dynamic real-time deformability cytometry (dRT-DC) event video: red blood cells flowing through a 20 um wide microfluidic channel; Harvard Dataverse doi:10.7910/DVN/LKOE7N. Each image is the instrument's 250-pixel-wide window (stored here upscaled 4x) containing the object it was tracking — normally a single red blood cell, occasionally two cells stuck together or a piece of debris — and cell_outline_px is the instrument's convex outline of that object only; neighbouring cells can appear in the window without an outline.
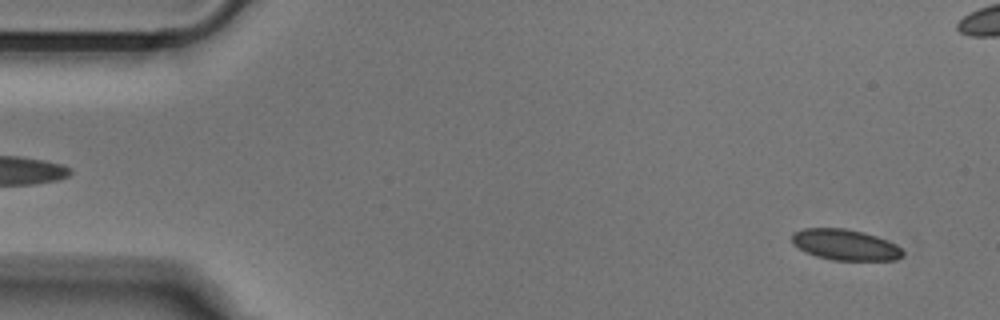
{"species": "Egyptian fruit bat (a non-hibernating species)", "species_latin": "Rousettus aegyptiacus", "temperature_condition": "cold", "stored_images_in_passage": 52, "camera_frame_rate_fps": 3000, "um_per_image_px": 0.085, "animal": {"sex": "male"}, "frame": {"image": 1, "passage_image": 3, "time_ms": 0.667, "image_size_px": [1000, 320], "cell_outline_px": [[904, 256], [896, 260], [832, 260], [816, 256], [804, 252], [792, 244], [792, 232], [804, 228], [844, 228], [864, 232], [876, 236], [896, 244], [904, 252]], "centroid_in_image_um": [71.82, 20.8], "position_along_channel_um": 13.2, "area_um2": 20.11}}
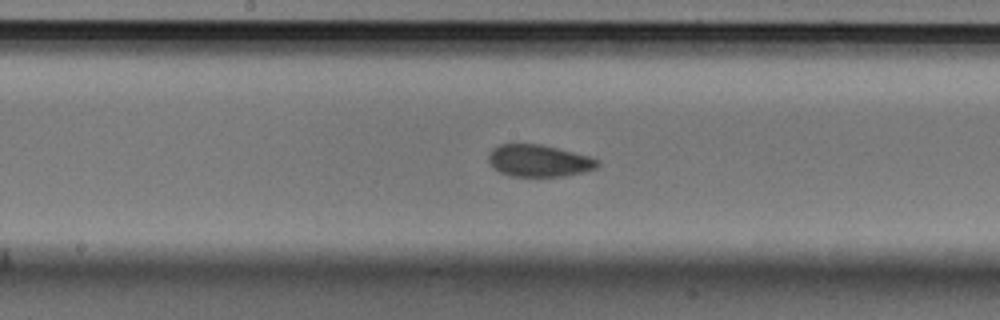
{"frame": {"image": 2, "passage_image": 26, "time_ms": 8.333, "image_size_px": [1000, 320], "cell_outline_px": [[600, 164], [596, 168], [584, 172], [564, 176], [508, 176], [492, 168], [488, 164], [488, 156], [492, 148], [500, 144], [540, 144], [588, 156], [600, 160]], "centroid_in_image_um": [45.77, 13.67], "position_along_channel_um": 202.4, "area_um2": 20.4}}
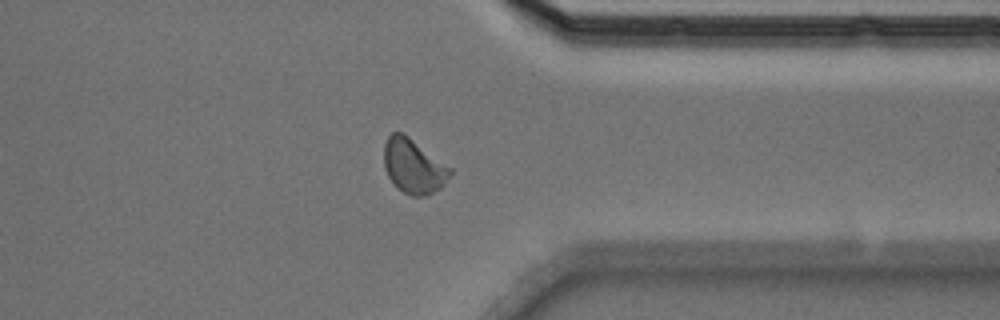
{"frame": {"image": 3, "passage_image": 40, "time_ms": 13.0, "image_size_px": [1000, 320], "cell_outline_px": [[452, 176], [440, 188], [424, 196], [412, 196], [404, 192], [388, 176], [384, 168], [384, 144], [388, 136], [392, 132], [404, 132], [452, 168]], "centroid_in_image_um": [35.17, 14.09], "position_along_channel_um": 376.2, "area_um2": 21.04}}